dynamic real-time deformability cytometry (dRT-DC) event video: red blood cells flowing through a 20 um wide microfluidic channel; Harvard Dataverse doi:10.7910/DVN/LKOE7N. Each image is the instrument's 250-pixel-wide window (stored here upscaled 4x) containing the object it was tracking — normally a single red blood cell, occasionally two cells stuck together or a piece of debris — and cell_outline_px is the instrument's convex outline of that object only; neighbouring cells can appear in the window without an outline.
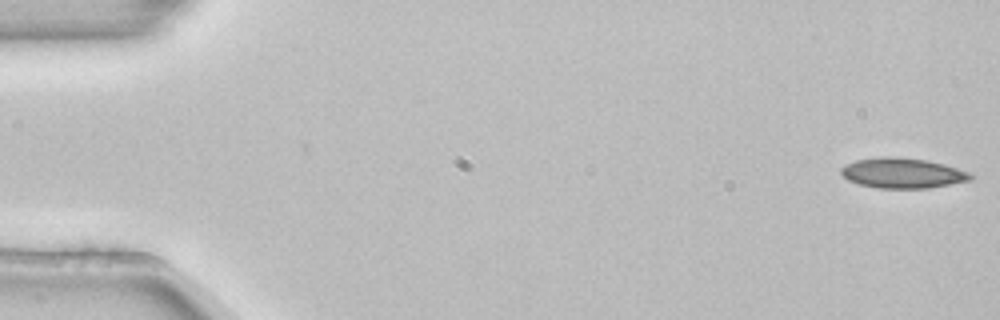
{"species": "common noctule bat (a hibernating species)", "species_latin": "Nyctalus noctula", "temperature_condition": "room temperature", "stored_images_in_passage": 4, "camera_frame_rate_fps": 3000, "um_per_image_px": 0.085, "animal": {"sex": "female", "body_mass_g": 22.7, "forearm_length_mm": 54.2}, "frame": {"image": 1, "passage_image": 1, "time_ms": 0.0, "image_size_px": [1000, 320], "cell_outline_px": [[976, 176], [972, 180], [928, 188], [876, 188], [860, 184], [848, 180], [840, 172], [840, 168], [844, 164], [856, 160], [880, 156], [896, 156], [928, 160], [944, 164], [968, 172]], "centroid_in_image_um": [76.71, 14.7], "position_along_channel_um": 8.3, "area_um2": 23.0}}
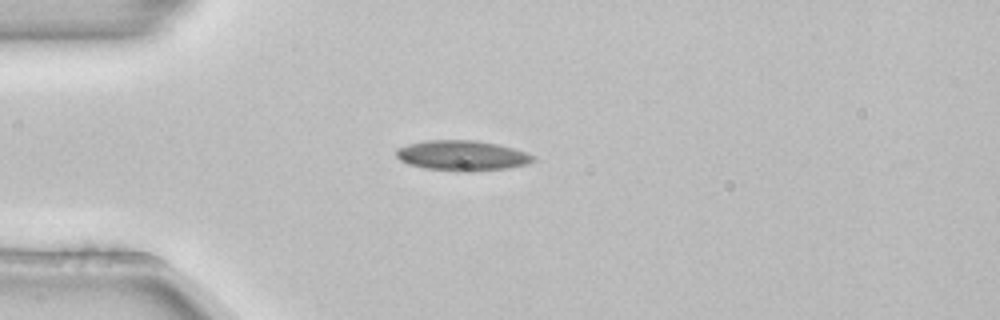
{"frame": {"image": 2, "passage_image": 4, "time_ms": 1.0, "image_size_px": [1000, 320], "cell_outline_px": [[536, 160], [524, 164], [508, 168], [460, 172], [456, 172], [424, 168], [408, 164], [400, 160], [396, 156], [396, 148], [408, 144], [424, 140], [472, 140], [496, 144], [512, 148], [536, 156]], "centroid_in_image_um": [39.23, 13.23], "position_along_channel_um": 45.8, "area_um2": 24.1}}